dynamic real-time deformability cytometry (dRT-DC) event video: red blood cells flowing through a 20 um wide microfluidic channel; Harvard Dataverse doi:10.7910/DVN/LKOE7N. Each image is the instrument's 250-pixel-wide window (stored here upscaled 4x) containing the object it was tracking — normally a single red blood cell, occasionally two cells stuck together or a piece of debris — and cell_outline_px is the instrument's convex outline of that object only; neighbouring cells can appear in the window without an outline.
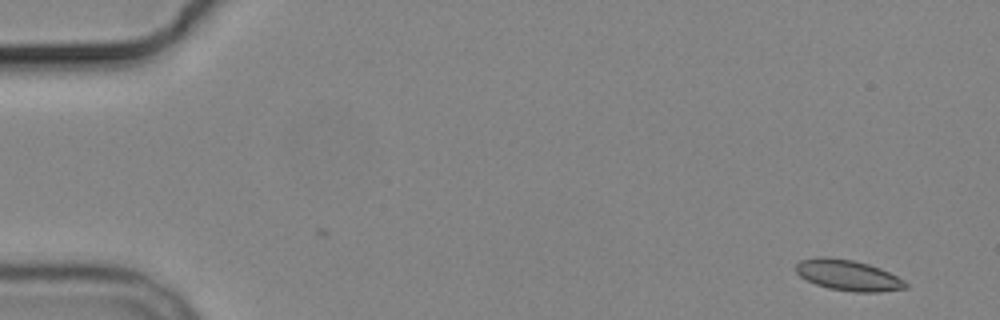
{"species": "common noctule bat (a hibernating species)", "species_latin": "Nyctalus noctula", "temperature_condition": "cold", "stored_images_in_passage": 5, "camera_frame_rate_fps": 3000, "um_per_image_px": 0.085, "animal": {"sex": "male", "body_mass_g": 19.2, "forearm_length_mm": 51.8}, "frame": {"image": 1, "passage_image": 1, "time_ms": 0.0, "image_size_px": [1000, 320], "cell_outline_px": [[908, 288], [880, 292], [856, 292], [828, 288], [816, 284], [800, 276], [796, 272], [796, 264], [800, 260], [816, 256], [824, 256], [852, 260], [868, 264], [880, 268], [904, 280], [908, 284]], "centroid_in_image_um": [72.08, 23.39], "position_along_channel_um": 12.9, "area_um2": 19.65}}
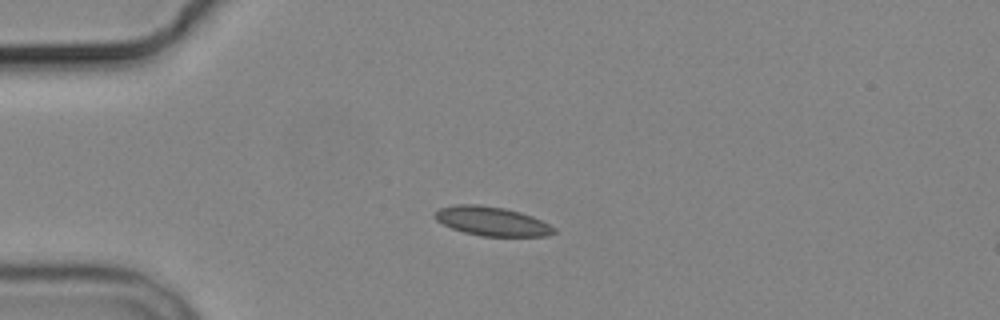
{"frame": {"image": 2, "passage_image": 4, "time_ms": 3.667, "image_size_px": [1000, 320], "cell_outline_px": [[556, 232], [548, 236], [480, 236], [464, 232], [452, 228], [436, 220], [436, 212], [440, 208], [456, 204], [480, 204], [504, 208], [520, 212], [532, 216], [556, 228]], "centroid_in_image_um": [41.83, 18.8], "position_along_channel_um": 43.2, "area_um2": 20.06}}